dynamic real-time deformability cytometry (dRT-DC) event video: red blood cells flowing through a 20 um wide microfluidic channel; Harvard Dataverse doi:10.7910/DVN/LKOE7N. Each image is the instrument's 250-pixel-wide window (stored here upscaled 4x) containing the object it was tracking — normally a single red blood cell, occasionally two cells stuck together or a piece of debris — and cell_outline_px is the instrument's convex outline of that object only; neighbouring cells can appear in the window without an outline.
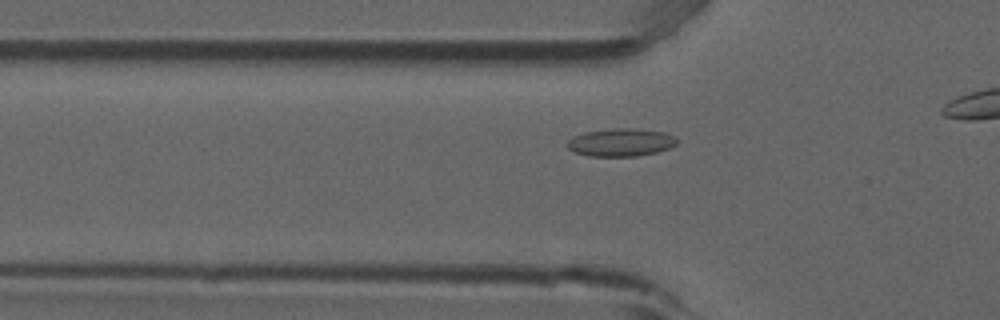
{"species": "common noctule bat (a hibernating species)", "species_latin": "Nyctalus noctula", "temperature_condition": "room temperature", "stored_images_in_passage": 15, "camera_frame_rate_fps": 3000, "um_per_image_px": 0.085, "animal": {"sex": "male", "forearm_length_mm": 52.5}, "frame": {"image": 1, "passage_image": 9, "time_ms": 2.667, "image_size_px": [1000, 320], "cell_outline_px": [[676, 144], [668, 148], [656, 152], [636, 156], [588, 156], [576, 152], [568, 148], [564, 144], [572, 136], [584, 132], [616, 128], [636, 128], [664, 132], [672, 136], [676, 140]], "centroid_in_image_um": [52.71, 12.1], "position_along_channel_um": 73.1, "area_um2": 17.74}}
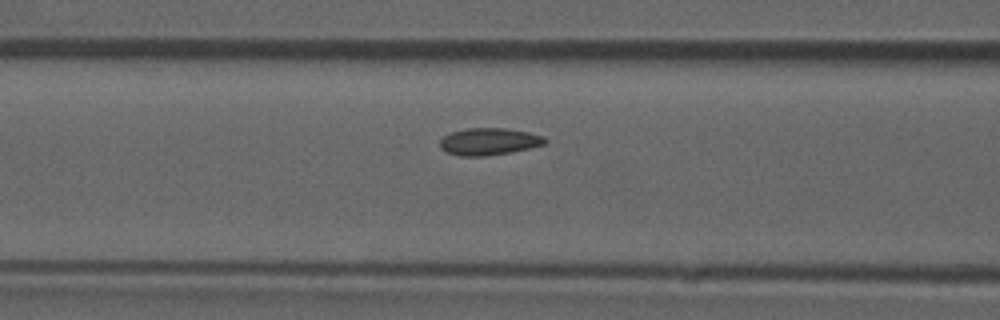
{"frame": {"image": 2, "passage_image": 13, "time_ms": 4.0, "image_size_px": [1000, 320], "cell_outline_px": [[548, 140], [544, 144], [512, 152], [484, 156], [460, 156], [448, 152], [440, 148], [440, 140], [444, 136], [452, 132], [468, 128], [504, 128], [528, 132], [544, 136]], "centroid_in_image_um": [41.57, 12.03], "position_along_channel_um": 125.0, "area_um2": 16.47}}